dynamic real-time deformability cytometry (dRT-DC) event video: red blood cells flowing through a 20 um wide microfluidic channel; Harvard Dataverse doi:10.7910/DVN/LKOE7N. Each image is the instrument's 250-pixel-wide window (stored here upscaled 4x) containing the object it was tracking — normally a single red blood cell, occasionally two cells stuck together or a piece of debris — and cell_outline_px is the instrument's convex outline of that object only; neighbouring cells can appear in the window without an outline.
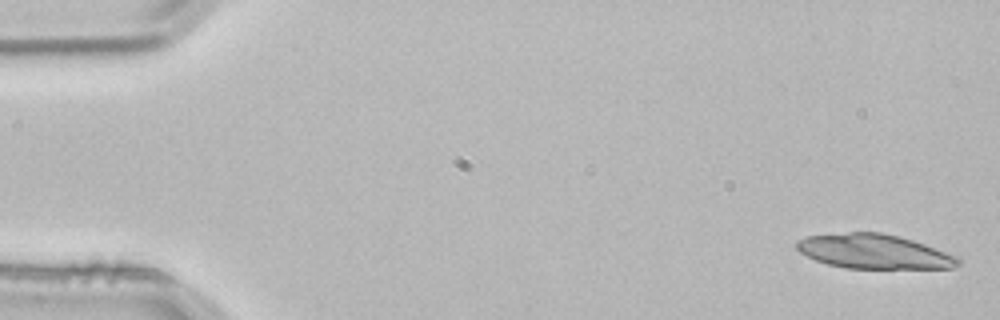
{"species": "common noctule bat (a hibernating species)", "species_latin": "Nyctalus noctula", "temperature_condition": "room temperature", "stored_images_in_passage": 5, "camera_frame_rate_fps": 3000, "um_per_image_px": 0.085, "animal": {"sex": "male", "body_mass_g": 21.5, "forearm_length_mm": 52.0}, "frame": {"image": 1, "passage_image": 1, "time_ms": 0.0, "image_size_px": [1000, 320], "cell_outline_px": [[960, 264], [952, 268], [844, 268], [828, 264], [816, 260], [800, 252], [796, 248], [796, 240], [804, 236], [848, 232], [880, 232], [912, 240], [924, 244], [956, 256], [960, 260]], "centroid_in_image_um": [74.24, 21.37], "position_along_channel_um": 10.8, "area_um2": 32.19}}